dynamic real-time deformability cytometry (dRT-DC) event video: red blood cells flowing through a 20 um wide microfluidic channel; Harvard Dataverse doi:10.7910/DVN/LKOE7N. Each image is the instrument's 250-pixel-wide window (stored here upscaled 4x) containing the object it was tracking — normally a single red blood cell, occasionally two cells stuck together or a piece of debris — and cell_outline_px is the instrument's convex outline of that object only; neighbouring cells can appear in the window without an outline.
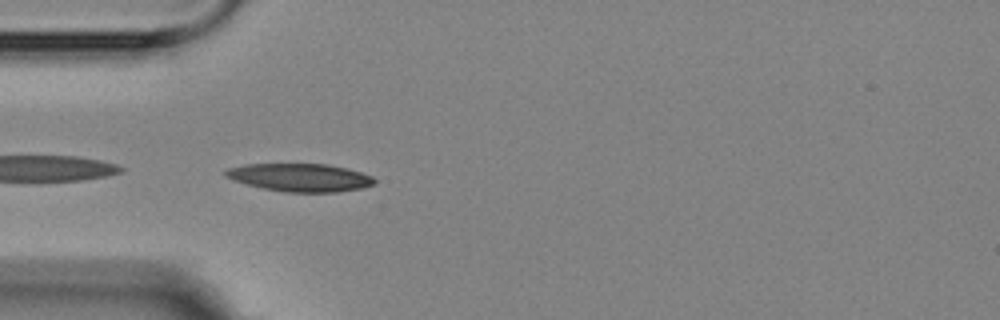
{"species": "Egyptian fruit bat (a non-hibernating species)", "species_latin": "Rousettus aegyptiacus", "temperature_condition": "room temperature", "stored_images_in_passage": 3, "camera_frame_rate_fps": 3000, "um_per_image_px": 0.085, "animal": {"sex": "female"}, "frame": {"image": 1, "passage_image": 3, "time_ms": 2.333, "image_size_px": [1000, 320], "cell_outline_px": [[376, 184], [360, 188], [336, 192], [284, 192], [264, 188], [232, 180], [224, 176], [224, 172], [228, 168], [244, 164], [328, 164], [348, 168], [372, 176], [376, 180]], "centroid_in_image_um": [25.51, 15.08], "position_along_channel_um": 59.5, "area_um2": 24.28}}